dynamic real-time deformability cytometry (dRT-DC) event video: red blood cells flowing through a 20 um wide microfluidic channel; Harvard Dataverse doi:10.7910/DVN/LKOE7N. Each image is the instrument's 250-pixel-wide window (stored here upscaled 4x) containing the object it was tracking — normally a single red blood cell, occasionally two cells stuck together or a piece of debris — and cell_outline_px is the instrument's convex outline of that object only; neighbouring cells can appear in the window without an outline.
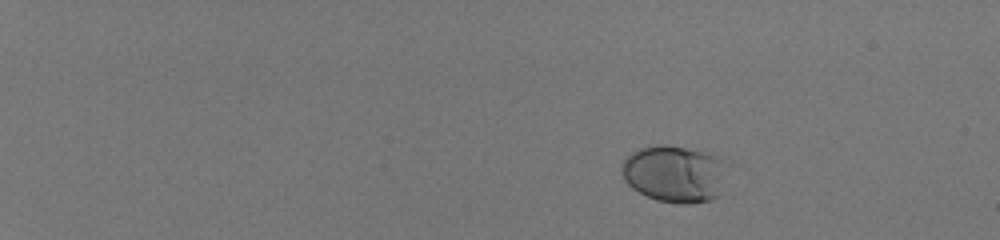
{"species": "human", "species_latin": "Homo sapiens", "temperature_condition": "room temperature", "stored_images_in_passage": 46, "camera_frame_rate_fps": 3000, "um_per_image_px": 0.085, "donor": {"sex": "male"}, "frame": {"image": 1, "passage_image": 1, "time_ms": 0.0, "image_size_px": [1000, 240], "cell_outline_px": [[732, 160], [720, 196], [712, 200], [688, 204], [680, 204], [656, 200], [632, 188], [624, 180], [620, 168], [620, 164], [632, 152], [640, 148], [656, 144], [664, 144], [716, 152]], "centroid_in_image_um": [57.48, 14.74], "position_along_channel_um": 27.5, "area_um2": 36.82}}
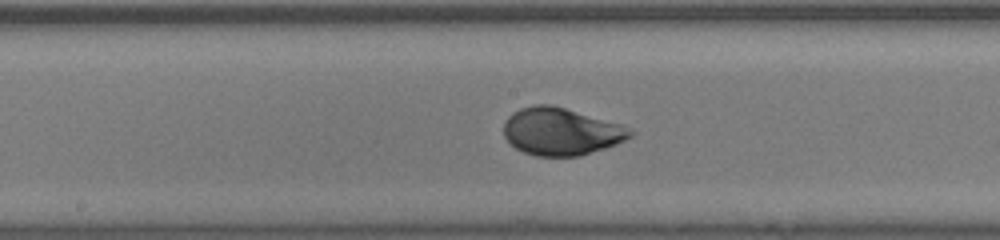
{"frame": {"image": 2, "passage_image": 26, "time_ms": 8.333, "image_size_px": [1000, 240], "cell_outline_px": [[636, 132], [632, 136], [616, 144], [580, 156], [536, 156], [524, 152], [516, 148], [504, 136], [504, 120], [512, 112], [520, 108], [532, 104], [552, 104], [620, 124]], "centroid_in_image_um": [47.66, 11.17], "position_along_channel_um": 200.5, "area_um2": 34.91}}
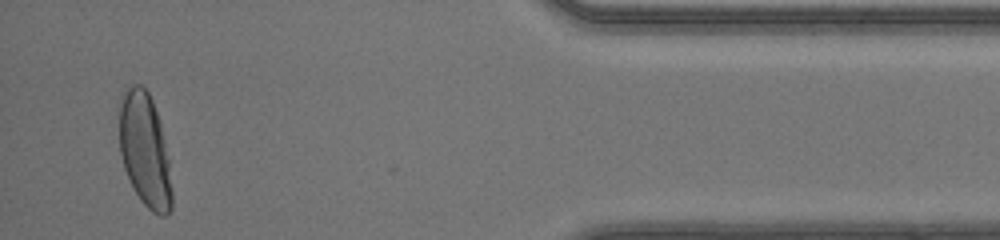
{"frame": {"image": 3, "passage_image": 45, "time_ms": 14.667, "image_size_px": [1000, 240], "cell_outline_px": [[172, 208], [168, 216], [160, 216], [152, 212], [140, 200], [124, 168], [120, 152], [116, 108], [120, 92], [128, 84], [140, 84], [148, 92], [152, 100], [160, 124], [164, 140], [168, 160], [172, 192]], "centroid_in_image_um": [12.25, 12.67], "position_along_channel_um": 423.0, "area_um2": 35.66}, "authors_computed_cell_mechanics": {"area_um2": 34.0153, "velocity_mm_per_s": 4.1243, "shape_relaxation_time_tau1_ms": 2.8467, "shape_relaxation_time_tau2_ms": null, "deformation_change_tau1": 0.1556, "deformation_change_tau2": null}}